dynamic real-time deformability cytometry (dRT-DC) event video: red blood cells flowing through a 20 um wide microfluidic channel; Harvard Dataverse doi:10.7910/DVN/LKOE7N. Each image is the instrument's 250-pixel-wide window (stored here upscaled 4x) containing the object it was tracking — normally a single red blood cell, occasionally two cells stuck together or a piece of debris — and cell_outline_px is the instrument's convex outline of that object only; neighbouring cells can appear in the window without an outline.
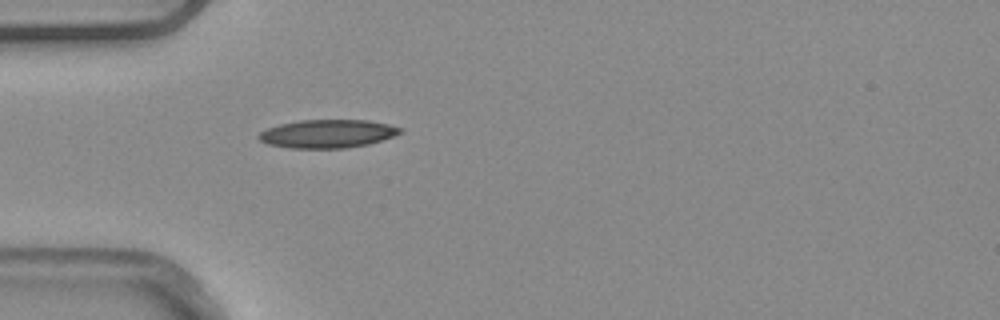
{"species": "common noctule bat (a hibernating species)", "species_latin": "Nyctalus noctula", "temperature_condition": "warm", "stored_images_in_passage": 1, "camera_frame_rate_fps": 3000, "um_per_image_px": 0.085, "animal": {"sex": "male", "body_mass_g": 20.4}, "frame": {"image": 1, "passage_image": 1, "time_ms": 0.0, "image_size_px": [1000, 320], "cell_outline_px": [[404, 132], [368, 144], [344, 148], [288, 148], [268, 144], [260, 140], [256, 136], [260, 132], [268, 128], [280, 124], [300, 120], [368, 120], [388, 124], [404, 128]], "centroid_in_image_um": [27.84, 11.36], "position_along_channel_um": 57.2, "area_um2": 23.29}}